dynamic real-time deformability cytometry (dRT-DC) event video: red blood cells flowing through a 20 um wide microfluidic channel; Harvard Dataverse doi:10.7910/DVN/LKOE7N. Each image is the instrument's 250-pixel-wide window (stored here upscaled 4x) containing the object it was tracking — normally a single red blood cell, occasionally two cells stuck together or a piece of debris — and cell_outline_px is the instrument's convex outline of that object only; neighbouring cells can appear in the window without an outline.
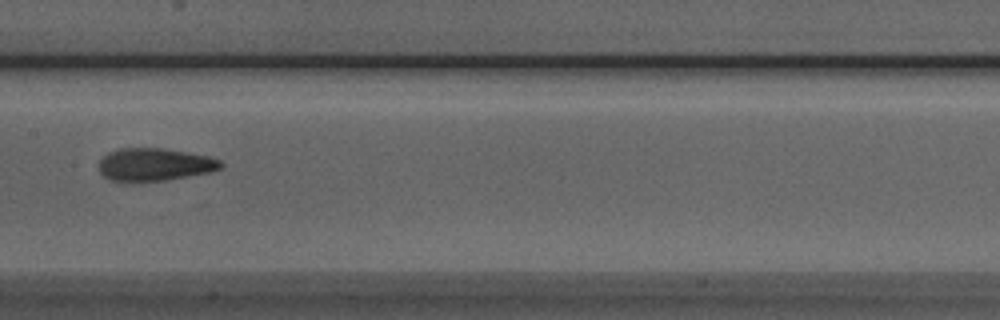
{"species": "Egyptian fruit bat (a non-hibernating species)", "species_latin": "Rousettus aegyptiacus", "temperature_condition": "room temperature", "stored_images_in_passage": 7, "camera_frame_rate_fps": 3000, "um_per_image_px": 0.085, "animal": {"sex": "male"}, "frame": {"image": 1, "passage_image": 6, "time_ms": 6.667, "image_size_px": [1000, 320], "cell_outline_px": [[224, 164], [220, 168], [212, 172], [164, 180], [112, 180], [104, 176], [100, 172], [100, 160], [108, 152], [120, 148], [160, 148], [208, 156], [220, 160]], "centroid_in_image_um": [13.17, 13.97], "position_along_channel_um": 194.2, "area_um2": 22.72}}
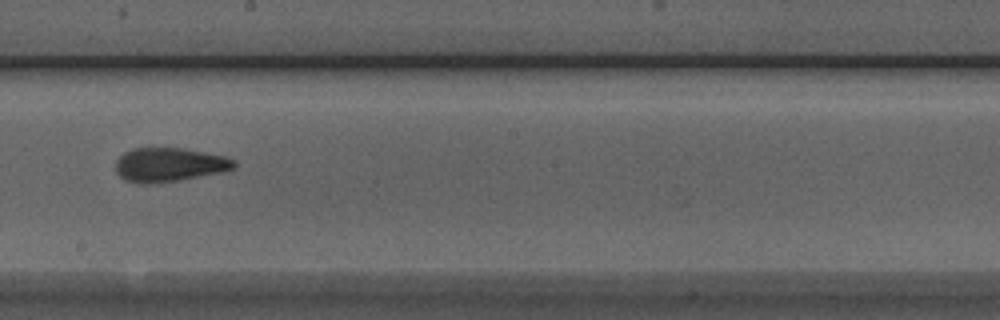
{"frame": {"image": 2, "passage_image": 7, "time_ms": 7.667, "image_size_px": [1000, 320], "cell_outline_px": [[236, 168], [224, 172], [180, 180], [144, 184], [140, 184], [124, 180], [116, 172], [116, 160], [124, 152], [132, 148], [184, 148], [224, 156], [236, 160]], "centroid_in_image_um": [14.4, 14.0], "position_along_channel_um": 233.8, "area_um2": 23.64}}